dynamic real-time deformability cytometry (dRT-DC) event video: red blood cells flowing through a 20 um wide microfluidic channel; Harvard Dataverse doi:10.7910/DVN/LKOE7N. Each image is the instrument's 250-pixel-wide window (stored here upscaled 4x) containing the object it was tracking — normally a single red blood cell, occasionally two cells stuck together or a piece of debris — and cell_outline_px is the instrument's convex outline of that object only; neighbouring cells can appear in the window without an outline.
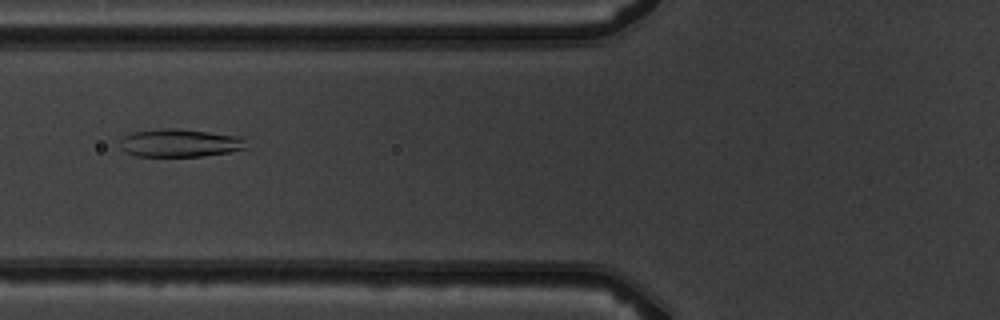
{"species": "common noctule bat (a hibernating species)", "species_latin": "Nyctalus noctula", "temperature_condition": "warm", "stored_images_in_passage": 8, "camera_frame_rate_fps": 3000, "um_per_image_px": 0.085, "animal": {"sex": "male", "body_mass_g": 19.5, "forearm_length_mm": 54.6}, "frame": {"image": 1, "passage_image": 7, "time_ms": 7.667, "image_size_px": [1000, 320], "cell_outline_px": [[244, 148], [228, 152], [204, 156], [136, 156], [124, 152], [120, 148], [120, 140], [124, 136], [132, 132], [160, 128], [176, 128], [240, 136], [244, 140]], "centroid_in_image_um": [15.21, 12.15], "position_along_channel_um": 110.6, "area_um2": 20.52}}